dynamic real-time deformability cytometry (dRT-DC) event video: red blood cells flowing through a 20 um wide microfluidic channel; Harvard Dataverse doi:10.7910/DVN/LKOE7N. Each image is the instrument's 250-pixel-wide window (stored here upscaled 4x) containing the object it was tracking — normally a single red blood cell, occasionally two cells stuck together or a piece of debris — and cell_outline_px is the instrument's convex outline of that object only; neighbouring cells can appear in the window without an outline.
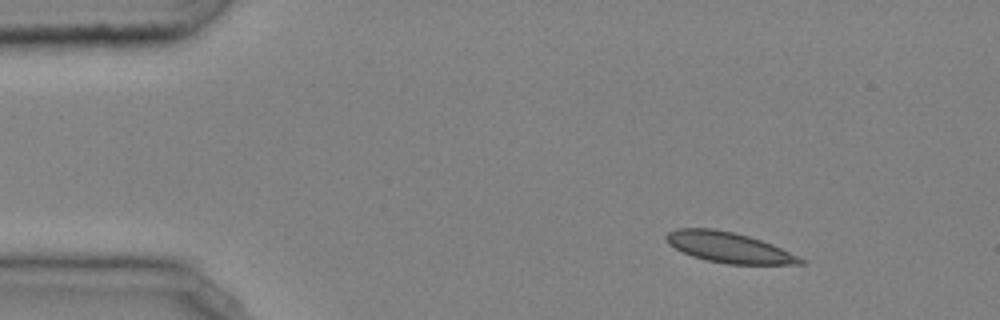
{"species": "common noctule bat (a hibernating species)", "species_latin": "Nyctalus noctula", "temperature_condition": "cold", "stored_images_in_passage": 42, "camera_frame_rate_fps": 3000, "um_per_image_px": 0.085, "animal": {"sex": "male", "body_mass_g": 20.4}, "frame": {"image": 1, "passage_image": 1, "time_ms": 0.0, "image_size_px": [1000, 320], "cell_outline_px": [[804, 264], [728, 264], [708, 260], [692, 256], [668, 244], [664, 236], [668, 232], [676, 228], [716, 228], [748, 236], [772, 244], [804, 260]], "centroid_in_image_um": [61.89, 21.02], "position_along_channel_um": 23.1, "area_um2": 23.47}}
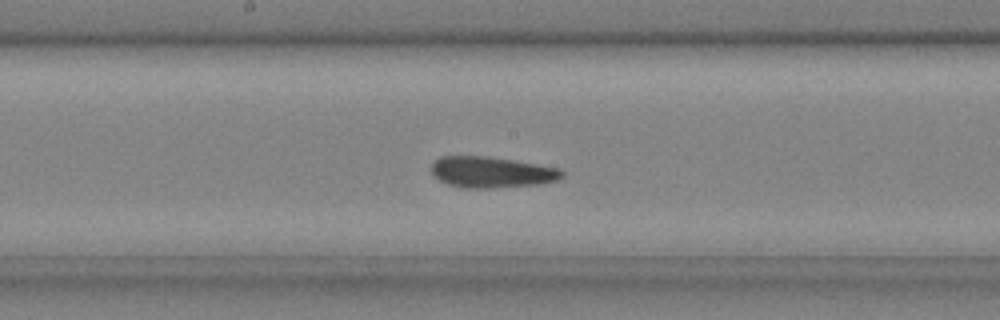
{"frame": {"image": 2, "passage_image": 20, "time_ms": 6.333, "image_size_px": [1000, 320], "cell_outline_px": [[564, 176], [556, 180], [540, 184], [492, 188], [460, 188], [448, 184], [440, 180], [432, 172], [432, 164], [440, 156], [488, 156], [560, 168], [564, 172]], "centroid_in_image_um": [41.79, 14.64], "position_along_channel_um": 206.4, "area_um2": 23.58}}
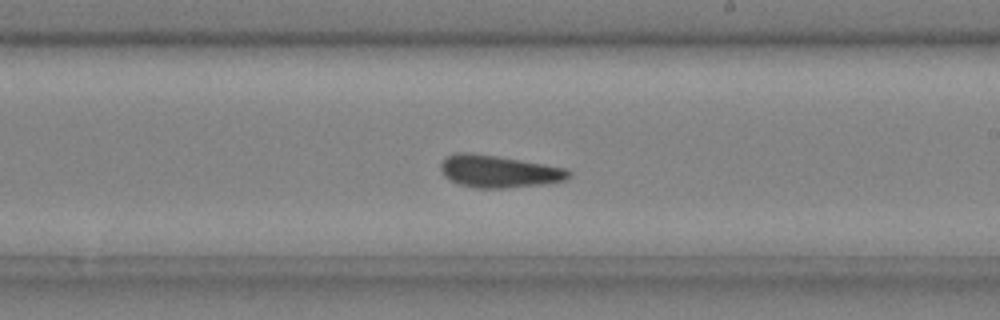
{"frame": {"image": 3, "passage_image": 23, "time_ms": 7.333, "image_size_px": [1000, 320], "cell_outline_px": [[572, 176], [564, 180], [544, 184], [504, 188], [476, 188], [460, 184], [448, 180], [444, 176], [440, 168], [440, 164], [448, 156], [456, 152], [472, 152], [544, 164], [564, 168], [572, 172]], "centroid_in_image_um": [42.37, 14.57], "position_along_channel_um": 246.6, "area_um2": 24.04}, "authors_computed_cell_mechanics": {"area_um2": 23.698, "velocity_mm_per_s": 4.0192, "shape_relaxation_time_tau1_ms": 6.6319, "shape_relaxation_time_tau2_ms": 2.1238, "deformation_change_tau1": 0.1252, "deformation_change_tau2": 0.0795}}